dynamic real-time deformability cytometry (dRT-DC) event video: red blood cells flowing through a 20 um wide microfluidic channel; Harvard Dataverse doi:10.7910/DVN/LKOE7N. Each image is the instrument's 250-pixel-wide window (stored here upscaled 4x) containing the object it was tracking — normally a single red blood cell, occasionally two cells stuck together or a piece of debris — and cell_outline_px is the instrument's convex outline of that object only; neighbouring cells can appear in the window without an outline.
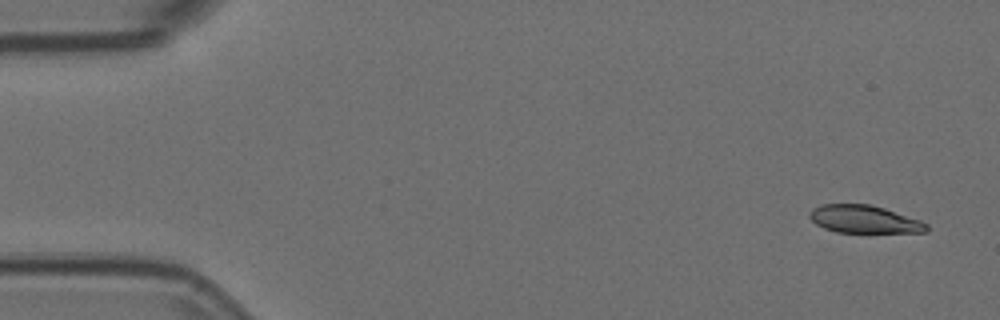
{"species": "Egyptian fruit bat (a non-hibernating species)", "species_latin": "Rousettus aegyptiacus", "temperature_condition": "room temperature", "stored_images_in_passage": 55, "camera_frame_rate_fps": 3000, "um_per_image_px": 0.085, "animal": {"sex": "female"}, "frame": {"image": 1, "passage_image": 2, "time_ms": 0.333, "image_size_px": [1000, 320], "cell_outline_px": [[928, 232], [836, 232], [824, 228], [816, 224], [808, 216], [808, 212], [812, 208], [820, 204], [872, 204], [920, 220], [928, 224]], "centroid_in_image_um": [73.43, 18.63], "position_along_channel_um": 11.6, "area_um2": 18.96}}
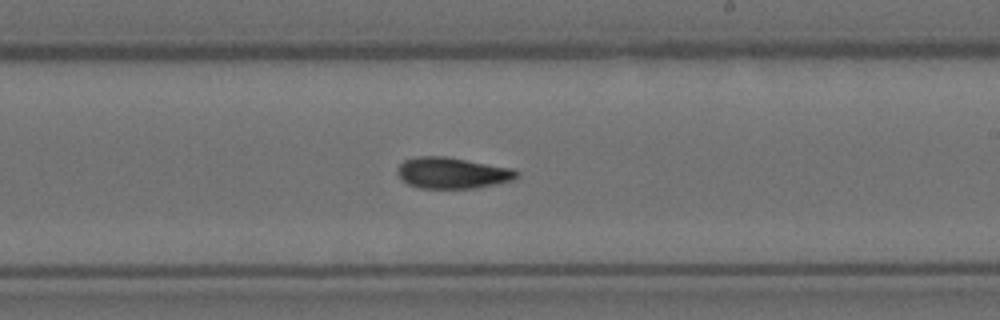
{"frame": {"image": 2, "passage_image": 32, "time_ms": 10.333, "image_size_px": [1000, 320], "cell_outline_px": [[520, 176], [512, 180], [496, 184], [476, 188], [420, 188], [408, 184], [400, 176], [396, 168], [404, 160], [416, 156], [444, 156], [512, 168], [520, 172]], "centroid_in_image_um": [38.47, 14.7], "position_along_channel_um": 250.5, "area_um2": 21.62}}
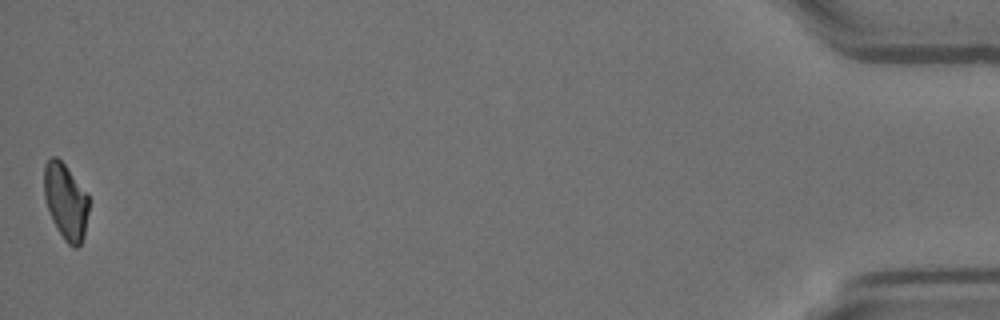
{"frame": {"image": 3, "passage_image": 55, "time_ms": 18.0, "image_size_px": [1000, 320], "cell_outline_px": [[88, 212], [84, 236], [80, 244], [76, 248], [72, 248], [64, 240], [52, 220], [44, 196], [44, 164], [52, 156], [56, 156], [64, 164], [88, 196]], "centroid_in_image_um": [5.57, 17.14], "position_along_channel_um": 429.6, "area_um2": 19.54}, "authors_computed_cell_mechanics": {"area_um2": 20.8658, "velocity_mm_per_s": 3.6105, "shape_relaxation_time_tau1_ms": 7.4096, "shape_relaxation_time_tau2_ms": 7.9693, "deformation_change_tau1": 0.1819, "deformation_change_tau2": 0.1434}}